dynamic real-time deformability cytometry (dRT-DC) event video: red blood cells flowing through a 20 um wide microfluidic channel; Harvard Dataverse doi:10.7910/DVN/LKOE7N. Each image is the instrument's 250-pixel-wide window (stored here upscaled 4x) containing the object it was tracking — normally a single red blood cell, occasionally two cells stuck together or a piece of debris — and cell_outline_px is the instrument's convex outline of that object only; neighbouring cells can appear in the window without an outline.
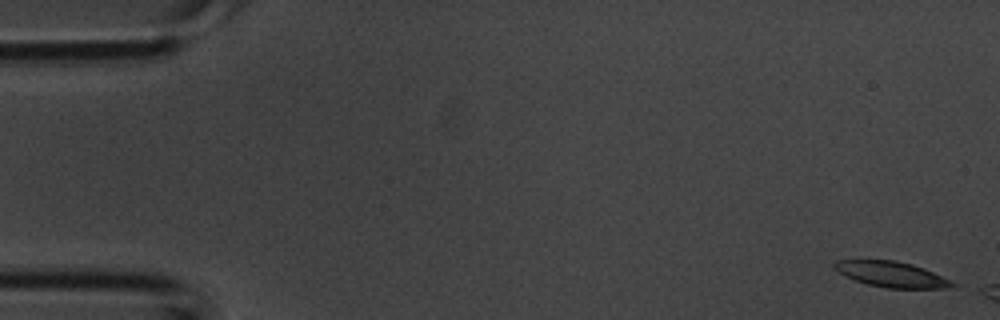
{"species": "common noctule bat (a hibernating species)", "species_latin": "Nyctalus noctula", "temperature_condition": "room temperature", "stored_images_in_passage": 3, "camera_frame_rate_fps": 3000, "um_per_image_px": 0.085, "animal": {"sex": "male", "body_mass_g": 20.1, "forearm_length_mm": 53.5}, "frame": {"image": 1, "passage_image": 1, "time_ms": 0.0, "image_size_px": [1000, 320], "cell_outline_px": [[960, 284], [948, 288], [888, 288], [868, 284], [844, 276], [832, 264], [836, 260], [896, 260], [912, 264], [924, 268]], "centroid_in_image_um": [75.83, 23.31], "position_along_channel_um": 9.2, "area_um2": 17.51}}